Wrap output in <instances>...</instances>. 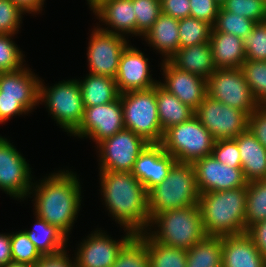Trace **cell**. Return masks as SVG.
Segmentation results:
<instances>
[{
	"label": "cell",
	"mask_w": 266,
	"mask_h": 267,
	"mask_svg": "<svg viewBox=\"0 0 266 267\" xmlns=\"http://www.w3.org/2000/svg\"><path fill=\"white\" fill-rule=\"evenodd\" d=\"M59 170L42 180L33 182L30 190L34 214L55 226L68 239L78 218L82 203V192L76 172Z\"/></svg>",
	"instance_id": "cell-1"
},
{
	"label": "cell",
	"mask_w": 266,
	"mask_h": 267,
	"mask_svg": "<svg viewBox=\"0 0 266 267\" xmlns=\"http://www.w3.org/2000/svg\"><path fill=\"white\" fill-rule=\"evenodd\" d=\"M100 192L108 213L121 228L135 234L150 223L148 192L132 172L99 171Z\"/></svg>",
	"instance_id": "cell-2"
},
{
	"label": "cell",
	"mask_w": 266,
	"mask_h": 267,
	"mask_svg": "<svg viewBox=\"0 0 266 267\" xmlns=\"http://www.w3.org/2000/svg\"><path fill=\"white\" fill-rule=\"evenodd\" d=\"M246 186L201 193L198 205L207 236L237 235L246 232Z\"/></svg>",
	"instance_id": "cell-3"
},
{
	"label": "cell",
	"mask_w": 266,
	"mask_h": 267,
	"mask_svg": "<svg viewBox=\"0 0 266 267\" xmlns=\"http://www.w3.org/2000/svg\"><path fill=\"white\" fill-rule=\"evenodd\" d=\"M145 232L163 245L185 250L206 236L198 204L155 214Z\"/></svg>",
	"instance_id": "cell-4"
},
{
	"label": "cell",
	"mask_w": 266,
	"mask_h": 267,
	"mask_svg": "<svg viewBox=\"0 0 266 267\" xmlns=\"http://www.w3.org/2000/svg\"><path fill=\"white\" fill-rule=\"evenodd\" d=\"M199 197L192 163L177 161L168 176L148 191L150 218L163 211L197 205Z\"/></svg>",
	"instance_id": "cell-5"
},
{
	"label": "cell",
	"mask_w": 266,
	"mask_h": 267,
	"mask_svg": "<svg viewBox=\"0 0 266 267\" xmlns=\"http://www.w3.org/2000/svg\"><path fill=\"white\" fill-rule=\"evenodd\" d=\"M24 67L0 73V124L26 115L39 104L40 77Z\"/></svg>",
	"instance_id": "cell-6"
},
{
	"label": "cell",
	"mask_w": 266,
	"mask_h": 267,
	"mask_svg": "<svg viewBox=\"0 0 266 267\" xmlns=\"http://www.w3.org/2000/svg\"><path fill=\"white\" fill-rule=\"evenodd\" d=\"M42 80L39 104L43 103L56 124L71 135L79 127L85 110L78 79L59 81L50 87L45 86Z\"/></svg>",
	"instance_id": "cell-7"
},
{
	"label": "cell",
	"mask_w": 266,
	"mask_h": 267,
	"mask_svg": "<svg viewBox=\"0 0 266 267\" xmlns=\"http://www.w3.org/2000/svg\"><path fill=\"white\" fill-rule=\"evenodd\" d=\"M178 162L193 163L212 155L215 139L193 116L188 121L173 125L164 131L160 143Z\"/></svg>",
	"instance_id": "cell-8"
},
{
	"label": "cell",
	"mask_w": 266,
	"mask_h": 267,
	"mask_svg": "<svg viewBox=\"0 0 266 267\" xmlns=\"http://www.w3.org/2000/svg\"><path fill=\"white\" fill-rule=\"evenodd\" d=\"M125 129L143 137L148 143H161L164 132L156 102V86L147 90L120 94Z\"/></svg>",
	"instance_id": "cell-9"
},
{
	"label": "cell",
	"mask_w": 266,
	"mask_h": 267,
	"mask_svg": "<svg viewBox=\"0 0 266 267\" xmlns=\"http://www.w3.org/2000/svg\"><path fill=\"white\" fill-rule=\"evenodd\" d=\"M149 143L131 130L123 129L99 142V171L132 172L135 161Z\"/></svg>",
	"instance_id": "cell-10"
},
{
	"label": "cell",
	"mask_w": 266,
	"mask_h": 267,
	"mask_svg": "<svg viewBox=\"0 0 266 267\" xmlns=\"http://www.w3.org/2000/svg\"><path fill=\"white\" fill-rule=\"evenodd\" d=\"M194 116L212 134L215 141L235 139L248 130L249 115L206 95Z\"/></svg>",
	"instance_id": "cell-11"
},
{
	"label": "cell",
	"mask_w": 266,
	"mask_h": 267,
	"mask_svg": "<svg viewBox=\"0 0 266 267\" xmlns=\"http://www.w3.org/2000/svg\"><path fill=\"white\" fill-rule=\"evenodd\" d=\"M206 87L207 95L248 115L260 106L241 68L216 69L206 80Z\"/></svg>",
	"instance_id": "cell-12"
},
{
	"label": "cell",
	"mask_w": 266,
	"mask_h": 267,
	"mask_svg": "<svg viewBox=\"0 0 266 267\" xmlns=\"http://www.w3.org/2000/svg\"><path fill=\"white\" fill-rule=\"evenodd\" d=\"M10 142L0 135V190L17 201H24L30 196L33 172L24 156Z\"/></svg>",
	"instance_id": "cell-13"
},
{
	"label": "cell",
	"mask_w": 266,
	"mask_h": 267,
	"mask_svg": "<svg viewBox=\"0 0 266 267\" xmlns=\"http://www.w3.org/2000/svg\"><path fill=\"white\" fill-rule=\"evenodd\" d=\"M87 47L89 73L116 78L122 51L129 44L127 37L100 29L91 31Z\"/></svg>",
	"instance_id": "cell-14"
},
{
	"label": "cell",
	"mask_w": 266,
	"mask_h": 267,
	"mask_svg": "<svg viewBox=\"0 0 266 267\" xmlns=\"http://www.w3.org/2000/svg\"><path fill=\"white\" fill-rule=\"evenodd\" d=\"M123 230L126 232L124 237L116 240L96 228L78 244L74 254L76 267H111L121 249L136 235L131 230Z\"/></svg>",
	"instance_id": "cell-15"
},
{
	"label": "cell",
	"mask_w": 266,
	"mask_h": 267,
	"mask_svg": "<svg viewBox=\"0 0 266 267\" xmlns=\"http://www.w3.org/2000/svg\"><path fill=\"white\" fill-rule=\"evenodd\" d=\"M125 128L121 98L97 106L85 107L79 127L70 135L92 139L96 145Z\"/></svg>",
	"instance_id": "cell-16"
},
{
	"label": "cell",
	"mask_w": 266,
	"mask_h": 267,
	"mask_svg": "<svg viewBox=\"0 0 266 267\" xmlns=\"http://www.w3.org/2000/svg\"><path fill=\"white\" fill-rule=\"evenodd\" d=\"M192 165L200 194L231 190L248 184L241 168L229 167L218 161L213 155L200 158Z\"/></svg>",
	"instance_id": "cell-17"
},
{
	"label": "cell",
	"mask_w": 266,
	"mask_h": 267,
	"mask_svg": "<svg viewBox=\"0 0 266 267\" xmlns=\"http://www.w3.org/2000/svg\"><path fill=\"white\" fill-rule=\"evenodd\" d=\"M151 71L149 59L144 53L128 44L121 53L115 78L120 94L147 90L156 86L159 80L152 78Z\"/></svg>",
	"instance_id": "cell-18"
},
{
	"label": "cell",
	"mask_w": 266,
	"mask_h": 267,
	"mask_svg": "<svg viewBox=\"0 0 266 267\" xmlns=\"http://www.w3.org/2000/svg\"><path fill=\"white\" fill-rule=\"evenodd\" d=\"M163 82L158 84L176 96L183 104L196 109L207 95L206 79L174 67L168 60H162Z\"/></svg>",
	"instance_id": "cell-19"
},
{
	"label": "cell",
	"mask_w": 266,
	"mask_h": 267,
	"mask_svg": "<svg viewBox=\"0 0 266 267\" xmlns=\"http://www.w3.org/2000/svg\"><path fill=\"white\" fill-rule=\"evenodd\" d=\"M176 162L160 143H149L135 161L132 174L148 192L168 176Z\"/></svg>",
	"instance_id": "cell-20"
},
{
	"label": "cell",
	"mask_w": 266,
	"mask_h": 267,
	"mask_svg": "<svg viewBox=\"0 0 266 267\" xmlns=\"http://www.w3.org/2000/svg\"><path fill=\"white\" fill-rule=\"evenodd\" d=\"M91 11L106 27L99 28L122 36H136V16L132 0H104ZM111 27V28H110ZM129 34V35H128Z\"/></svg>",
	"instance_id": "cell-21"
},
{
	"label": "cell",
	"mask_w": 266,
	"mask_h": 267,
	"mask_svg": "<svg viewBox=\"0 0 266 267\" xmlns=\"http://www.w3.org/2000/svg\"><path fill=\"white\" fill-rule=\"evenodd\" d=\"M222 267H266L265 257L245 232L222 236Z\"/></svg>",
	"instance_id": "cell-22"
},
{
	"label": "cell",
	"mask_w": 266,
	"mask_h": 267,
	"mask_svg": "<svg viewBox=\"0 0 266 267\" xmlns=\"http://www.w3.org/2000/svg\"><path fill=\"white\" fill-rule=\"evenodd\" d=\"M209 43L216 69L241 68L246 60L243 39L238 36L217 32L212 27Z\"/></svg>",
	"instance_id": "cell-23"
},
{
	"label": "cell",
	"mask_w": 266,
	"mask_h": 267,
	"mask_svg": "<svg viewBox=\"0 0 266 267\" xmlns=\"http://www.w3.org/2000/svg\"><path fill=\"white\" fill-rule=\"evenodd\" d=\"M168 61L177 69L208 79L216 70L209 42L179 48Z\"/></svg>",
	"instance_id": "cell-24"
},
{
	"label": "cell",
	"mask_w": 266,
	"mask_h": 267,
	"mask_svg": "<svg viewBox=\"0 0 266 267\" xmlns=\"http://www.w3.org/2000/svg\"><path fill=\"white\" fill-rule=\"evenodd\" d=\"M235 140L240 151L241 169L248 182L266 179V148L247 130Z\"/></svg>",
	"instance_id": "cell-25"
},
{
	"label": "cell",
	"mask_w": 266,
	"mask_h": 267,
	"mask_svg": "<svg viewBox=\"0 0 266 267\" xmlns=\"http://www.w3.org/2000/svg\"><path fill=\"white\" fill-rule=\"evenodd\" d=\"M179 19L161 13L151 29L142 38L148 46L168 60L179 48Z\"/></svg>",
	"instance_id": "cell-26"
},
{
	"label": "cell",
	"mask_w": 266,
	"mask_h": 267,
	"mask_svg": "<svg viewBox=\"0 0 266 267\" xmlns=\"http://www.w3.org/2000/svg\"><path fill=\"white\" fill-rule=\"evenodd\" d=\"M84 79H78L84 107L111 103L120 97L114 78L87 73Z\"/></svg>",
	"instance_id": "cell-27"
},
{
	"label": "cell",
	"mask_w": 266,
	"mask_h": 267,
	"mask_svg": "<svg viewBox=\"0 0 266 267\" xmlns=\"http://www.w3.org/2000/svg\"><path fill=\"white\" fill-rule=\"evenodd\" d=\"M35 225L31 230L25 229L29 239L42 256L55 255L67 248L68 238L55 226L35 215Z\"/></svg>",
	"instance_id": "cell-28"
},
{
	"label": "cell",
	"mask_w": 266,
	"mask_h": 267,
	"mask_svg": "<svg viewBox=\"0 0 266 267\" xmlns=\"http://www.w3.org/2000/svg\"><path fill=\"white\" fill-rule=\"evenodd\" d=\"M156 102L163 132L173 125L188 121L195 113L194 109L183 104L176 96L167 92L159 84L156 85Z\"/></svg>",
	"instance_id": "cell-29"
},
{
	"label": "cell",
	"mask_w": 266,
	"mask_h": 267,
	"mask_svg": "<svg viewBox=\"0 0 266 267\" xmlns=\"http://www.w3.org/2000/svg\"><path fill=\"white\" fill-rule=\"evenodd\" d=\"M186 253V267H222V237L206 235Z\"/></svg>",
	"instance_id": "cell-30"
},
{
	"label": "cell",
	"mask_w": 266,
	"mask_h": 267,
	"mask_svg": "<svg viewBox=\"0 0 266 267\" xmlns=\"http://www.w3.org/2000/svg\"><path fill=\"white\" fill-rule=\"evenodd\" d=\"M139 235L146 241L150 267H186L185 249L163 245L153 240L146 232Z\"/></svg>",
	"instance_id": "cell-31"
},
{
	"label": "cell",
	"mask_w": 266,
	"mask_h": 267,
	"mask_svg": "<svg viewBox=\"0 0 266 267\" xmlns=\"http://www.w3.org/2000/svg\"><path fill=\"white\" fill-rule=\"evenodd\" d=\"M246 190L245 226L247 232L255 223L266 220V179L248 182Z\"/></svg>",
	"instance_id": "cell-32"
},
{
	"label": "cell",
	"mask_w": 266,
	"mask_h": 267,
	"mask_svg": "<svg viewBox=\"0 0 266 267\" xmlns=\"http://www.w3.org/2000/svg\"><path fill=\"white\" fill-rule=\"evenodd\" d=\"M111 267H150L146 241L136 234L119 252Z\"/></svg>",
	"instance_id": "cell-33"
},
{
	"label": "cell",
	"mask_w": 266,
	"mask_h": 267,
	"mask_svg": "<svg viewBox=\"0 0 266 267\" xmlns=\"http://www.w3.org/2000/svg\"><path fill=\"white\" fill-rule=\"evenodd\" d=\"M179 45L180 48L193 46L210 41L212 26L194 17L179 19Z\"/></svg>",
	"instance_id": "cell-34"
},
{
	"label": "cell",
	"mask_w": 266,
	"mask_h": 267,
	"mask_svg": "<svg viewBox=\"0 0 266 267\" xmlns=\"http://www.w3.org/2000/svg\"><path fill=\"white\" fill-rule=\"evenodd\" d=\"M241 69L255 100L266 105V61L245 60Z\"/></svg>",
	"instance_id": "cell-35"
},
{
	"label": "cell",
	"mask_w": 266,
	"mask_h": 267,
	"mask_svg": "<svg viewBox=\"0 0 266 267\" xmlns=\"http://www.w3.org/2000/svg\"><path fill=\"white\" fill-rule=\"evenodd\" d=\"M136 16V36L143 37L151 29L161 12L160 0H132Z\"/></svg>",
	"instance_id": "cell-36"
},
{
	"label": "cell",
	"mask_w": 266,
	"mask_h": 267,
	"mask_svg": "<svg viewBox=\"0 0 266 267\" xmlns=\"http://www.w3.org/2000/svg\"><path fill=\"white\" fill-rule=\"evenodd\" d=\"M254 24L253 20L233 14L220 7L213 28L217 32L229 33L244 39L252 31Z\"/></svg>",
	"instance_id": "cell-37"
},
{
	"label": "cell",
	"mask_w": 266,
	"mask_h": 267,
	"mask_svg": "<svg viewBox=\"0 0 266 267\" xmlns=\"http://www.w3.org/2000/svg\"><path fill=\"white\" fill-rule=\"evenodd\" d=\"M12 261L34 266L42 257L26 232H11Z\"/></svg>",
	"instance_id": "cell-38"
},
{
	"label": "cell",
	"mask_w": 266,
	"mask_h": 267,
	"mask_svg": "<svg viewBox=\"0 0 266 267\" xmlns=\"http://www.w3.org/2000/svg\"><path fill=\"white\" fill-rule=\"evenodd\" d=\"M221 8L255 23L266 21V0H225Z\"/></svg>",
	"instance_id": "cell-39"
},
{
	"label": "cell",
	"mask_w": 266,
	"mask_h": 267,
	"mask_svg": "<svg viewBox=\"0 0 266 267\" xmlns=\"http://www.w3.org/2000/svg\"><path fill=\"white\" fill-rule=\"evenodd\" d=\"M12 36L14 37L13 34H0V73L15 71L25 66V55Z\"/></svg>",
	"instance_id": "cell-40"
},
{
	"label": "cell",
	"mask_w": 266,
	"mask_h": 267,
	"mask_svg": "<svg viewBox=\"0 0 266 267\" xmlns=\"http://www.w3.org/2000/svg\"><path fill=\"white\" fill-rule=\"evenodd\" d=\"M246 60L266 61V21L254 24L243 39Z\"/></svg>",
	"instance_id": "cell-41"
},
{
	"label": "cell",
	"mask_w": 266,
	"mask_h": 267,
	"mask_svg": "<svg viewBox=\"0 0 266 267\" xmlns=\"http://www.w3.org/2000/svg\"><path fill=\"white\" fill-rule=\"evenodd\" d=\"M24 14L11 0H0V34L18 33Z\"/></svg>",
	"instance_id": "cell-42"
},
{
	"label": "cell",
	"mask_w": 266,
	"mask_h": 267,
	"mask_svg": "<svg viewBox=\"0 0 266 267\" xmlns=\"http://www.w3.org/2000/svg\"><path fill=\"white\" fill-rule=\"evenodd\" d=\"M212 155L229 167L241 168L240 151L235 139L215 141Z\"/></svg>",
	"instance_id": "cell-43"
},
{
	"label": "cell",
	"mask_w": 266,
	"mask_h": 267,
	"mask_svg": "<svg viewBox=\"0 0 266 267\" xmlns=\"http://www.w3.org/2000/svg\"><path fill=\"white\" fill-rule=\"evenodd\" d=\"M190 16L209 23L216 22L221 5L216 0H190Z\"/></svg>",
	"instance_id": "cell-44"
},
{
	"label": "cell",
	"mask_w": 266,
	"mask_h": 267,
	"mask_svg": "<svg viewBox=\"0 0 266 267\" xmlns=\"http://www.w3.org/2000/svg\"><path fill=\"white\" fill-rule=\"evenodd\" d=\"M248 130L266 148V105H260L249 115Z\"/></svg>",
	"instance_id": "cell-45"
},
{
	"label": "cell",
	"mask_w": 266,
	"mask_h": 267,
	"mask_svg": "<svg viewBox=\"0 0 266 267\" xmlns=\"http://www.w3.org/2000/svg\"><path fill=\"white\" fill-rule=\"evenodd\" d=\"M161 12L176 19L190 16V0H160Z\"/></svg>",
	"instance_id": "cell-46"
},
{
	"label": "cell",
	"mask_w": 266,
	"mask_h": 267,
	"mask_svg": "<svg viewBox=\"0 0 266 267\" xmlns=\"http://www.w3.org/2000/svg\"><path fill=\"white\" fill-rule=\"evenodd\" d=\"M69 252L64 250L55 255L42 256L33 267H76L75 259H69Z\"/></svg>",
	"instance_id": "cell-47"
},
{
	"label": "cell",
	"mask_w": 266,
	"mask_h": 267,
	"mask_svg": "<svg viewBox=\"0 0 266 267\" xmlns=\"http://www.w3.org/2000/svg\"><path fill=\"white\" fill-rule=\"evenodd\" d=\"M247 233L254 240L255 246L259 252L266 258V220L260 221L252 225Z\"/></svg>",
	"instance_id": "cell-48"
},
{
	"label": "cell",
	"mask_w": 266,
	"mask_h": 267,
	"mask_svg": "<svg viewBox=\"0 0 266 267\" xmlns=\"http://www.w3.org/2000/svg\"><path fill=\"white\" fill-rule=\"evenodd\" d=\"M12 262L11 233H0V267Z\"/></svg>",
	"instance_id": "cell-49"
},
{
	"label": "cell",
	"mask_w": 266,
	"mask_h": 267,
	"mask_svg": "<svg viewBox=\"0 0 266 267\" xmlns=\"http://www.w3.org/2000/svg\"><path fill=\"white\" fill-rule=\"evenodd\" d=\"M17 5L25 14H39L42 12L45 0H11Z\"/></svg>",
	"instance_id": "cell-50"
},
{
	"label": "cell",
	"mask_w": 266,
	"mask_h": 267,
	"mask_svg": "<svg viewBox=\"0 0 266 267\" xmlns=\"http://www.w3.org/2000/svg\"><path fill=\"white\" fill-rule=\"evenodd\" d=\"M2 267H33L29 264H25V263H18V262H9L8 264H6L5 266Z\"/></svg>",
	"instance_id": "cell-51"
},
{
	"label": "cell",
	"mask_w": 266,
	"mask_h": 267,
	"mask_svg": "<svg viewBox=\"0 0 266 267\" xmlns=\"http://www.w3.org/2000/svg\"><path fill=\"white\" fill-rule=\"evenodd\" d=\"M104 0H87L88 6L90 7V10H92L98 3Z\"/></svg>",
	"instance_id": "cell-52"
},
{
	"label": "cell",
	"mask_w": 266,
	"mask_h": 267,
	"mask_svg": "<svg viewBox=\"0 0 266 267\" xmlns=\"http://www.w3.org/2000/svg\"><path fill=\"white\" fill-rule=\"evenodd\" d=\"M220 5L225 1V0H216Z\"/></svg>",
	"instance_id": "cell-53"
}]
</instances>
